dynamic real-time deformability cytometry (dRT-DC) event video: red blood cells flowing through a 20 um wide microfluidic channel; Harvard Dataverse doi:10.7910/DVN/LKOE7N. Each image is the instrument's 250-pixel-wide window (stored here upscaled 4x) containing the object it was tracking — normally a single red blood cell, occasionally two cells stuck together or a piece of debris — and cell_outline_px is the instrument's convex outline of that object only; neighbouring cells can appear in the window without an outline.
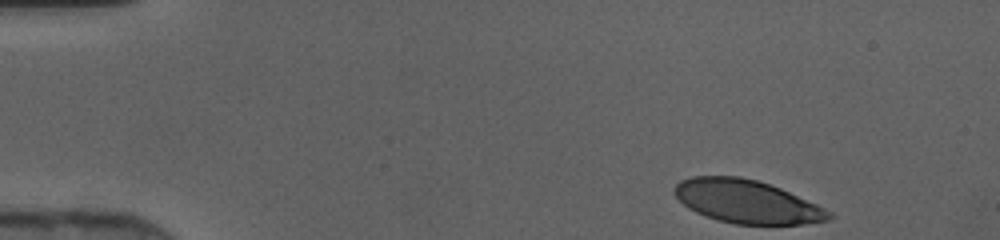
{"species": "human", "species_latin": "Homo sapiens", "temperature_condition": "cold", "stored_images_in_passage": 42, "camera_frame_rate_fps": 3000, "um_per_image_px": 0.085, "donor": {"sex": "female"}, "frame": {"image": 1, "passage_image": 1, "time_ms": 0.0, "image_size_px": [1000, 240], "cell_outline_px": [[836, 216], [832, 220], [800, 224], [736, 224], [716, 220], [696, 212], [688, 208], [672, 192], [672, 188], [680, 180], [692, 176], [740, 176], [756, 180], [780, 188], [816, 204], [832, 212]], "centroid_in_image_um": [63.47, 17.13], "position_along_channel_um": 21.5, "area_um2": 38.96}}
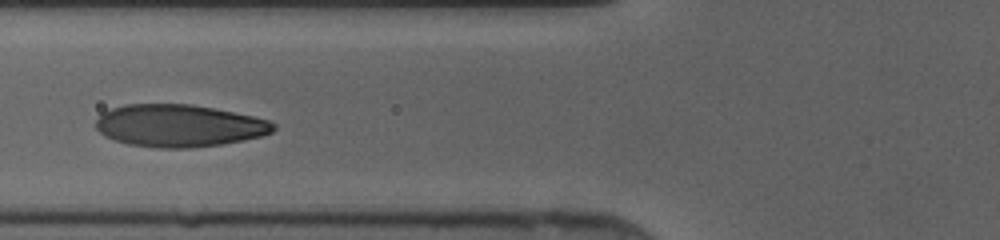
{"frame": {"image": 2, "passage_image": 14, "time_ms": 4.333, "image_size_px": [1000, 240], "cell_outline_px": [[276, 128], [272, 132], [260, 136], [220, 144], [192, 148], [156, 148], [128, 144], [104, 136], [96, 128], [96, 120], [100, 112], [124, 104], [192, 104], [252, 116], [268, 120], [276, 124]], "centroid_in_image_um": [15.17, 10.68], "position_along_channel_um": 110.6, "area_um2": 43.75}}
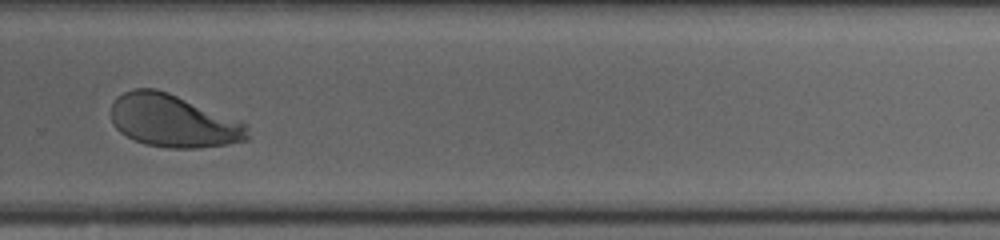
{"frame": {"image": 3, "passage_image": 28, "time_ms": 9.0, "image_size_px": [1000, 240], "cell_outline_px": [[248, 140], [228, 144], [200, 148], [168, 148], [144, 144], [120, 132], [112, 124], [112, 104], [116, 96], [132, 88], [156, 88], [168, 92], [240, 120], [248, 124]], "centroid_in_image_um": [14.73, 10.27], "position_along_channel_um": 315.1, "area_um2": 42.14}}